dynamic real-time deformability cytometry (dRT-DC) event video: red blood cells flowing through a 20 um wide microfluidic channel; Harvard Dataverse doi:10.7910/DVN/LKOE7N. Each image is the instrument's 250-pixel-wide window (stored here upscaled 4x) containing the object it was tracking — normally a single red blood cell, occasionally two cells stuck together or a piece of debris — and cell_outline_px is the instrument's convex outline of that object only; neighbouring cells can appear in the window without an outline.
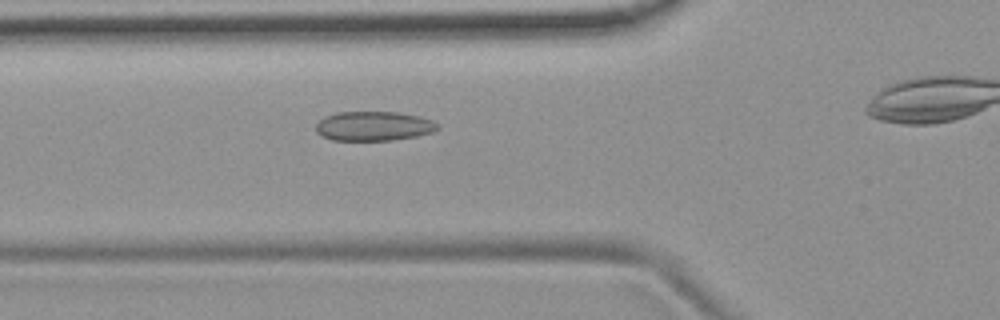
{"species": "common noctule bat (a hibernating species)", "species_latin": "Nyctalus noctula", "temperature_condition": "room temperature", "stored_images_in_passage": 35, "camera_frame_rate_fps": 3000, "um_per_image_px": 0.085, "animal": {"sex": "female", "body_mass_g": 19.9}, "frame": {"image": 1, "passage_image": 10, "time_ms": 3.0, "image_size_px": [1000, 320], "cell_outline_px": [[440, 128], [432, 132], [416, 136], [392, 140], [332, 140], [316, 132], [316, 124], [320, 120], [336, 112], [400, 112], [420, 116], [432, 120], [440, 124]], "centroid_in_image_um": [31.81, 10.71], "position_along_channel_um": 94.0, "area_um2": 20.87}}
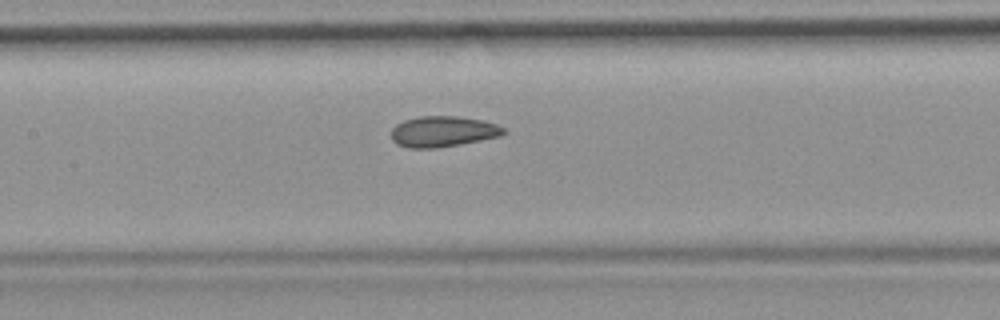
{"frame": {"image": 2, "passage_image": 16, "time_ms": 5.0, "image_size_px": [1000, 320], "cell_outline_px": [[508, 132], [500, 136], [460, 144], [436, 148], [408, 148], [396, 144], [392, 140], [392, 128], [396, 124], [404, 120], [420, 116], [460, 116], [484, 120], [496, 124], [504, 128]], "centroid_in_image_um": [37.66, 11.17], "position_along_channel_um": 169.7, "area_um2": 20.29}}
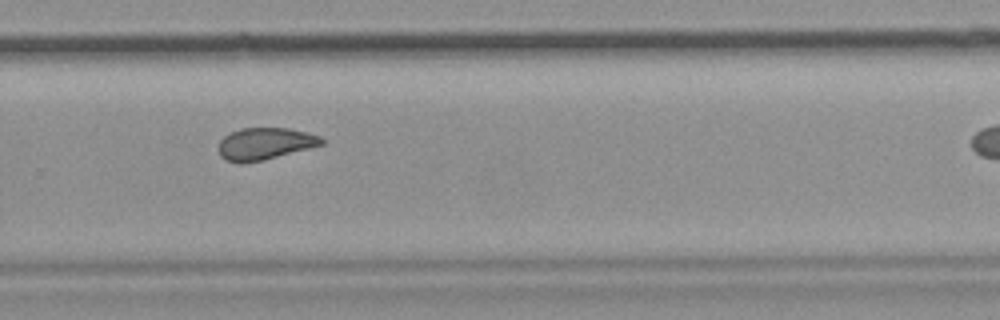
{"frame": {"image": 3, "passage_image": 27, "time_ms": 8.667, "image_size_px": [1000, 320], "cell_outline_px": [[324, 144], [264, 160], [240, 164], [228, 160], [220, 156], [220, 140], [228, 132], [240, 128], [288, 128], [308, 132], [320, 136], [324, 140]], "centroid_in_image_um": [22.52, 12.21], "position_along_channel_um": 307.3, "area_um2": 19.25}}